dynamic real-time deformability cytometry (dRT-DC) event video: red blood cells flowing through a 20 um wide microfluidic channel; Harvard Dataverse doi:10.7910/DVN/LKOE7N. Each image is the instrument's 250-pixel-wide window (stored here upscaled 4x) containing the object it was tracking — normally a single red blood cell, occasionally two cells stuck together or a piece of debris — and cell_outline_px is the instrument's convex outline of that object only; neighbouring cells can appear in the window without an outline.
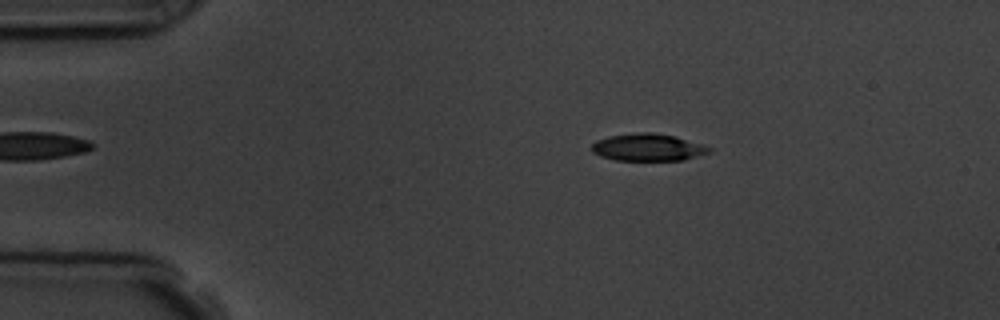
{"species": "common noctule bat (a hibernating species)", "species_latin": "Nyctalus noctula", "temperature_condition": "room temperature", "stored_images_in_passage": 8, "camera_frame_rate_fps": 3000, "um_per_image_px": 0.085, "animal": {"sex": "male", "body_mass_g": 19.5, "forearm_length_mm": 54.6}, "frame": {"image": 1, "passage_image": 2, "time_ms": 1.0, "image_size_px": [1000, 320], "cell_outline_px": [[712, 152], [684, 160], [616, 160], [600, 156], [592, 152], [592, 144], [596, 140], [608, 136], [636, 132], [652, 132], [676, 136], [704, 144], [712, 148]], "centroid_in_image_um": [55.11, 12.51], "position_along_channel_um": 29.9, "area_um2": 18.9}}
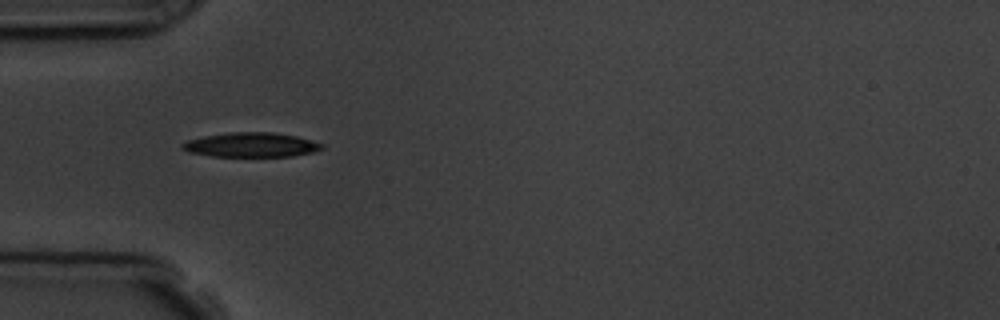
{"frame": {"image": 2, "passage_image": 4, "time_ms": 3.333, "image_size_px": [1000, 320], "cell_outline_px": [[324, 148], [312, 152], [292, 156], [212, 156], [188, 152], [180, 148], [180, 144], [188, 140], [204, 136], [228, 132], [272, 132], [296, 136], [312, 140], [324, 144]], "centroid_in_image_um": [21.33, 12.31], "position_along_channel_um": 63.7, "area_um2": 19.94}}